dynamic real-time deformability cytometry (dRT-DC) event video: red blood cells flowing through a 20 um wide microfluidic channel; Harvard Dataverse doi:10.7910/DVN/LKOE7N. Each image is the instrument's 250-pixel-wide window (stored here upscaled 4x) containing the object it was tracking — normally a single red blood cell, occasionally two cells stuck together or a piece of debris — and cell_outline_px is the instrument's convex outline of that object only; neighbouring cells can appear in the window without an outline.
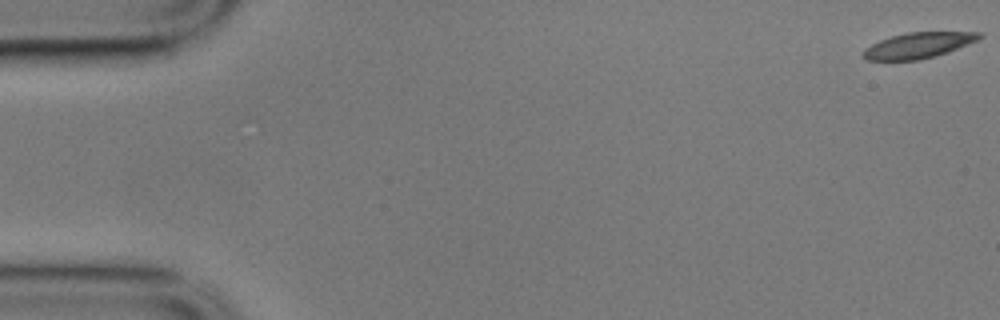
{"species": "common noctule bat (a hibernating species)", "species_latin": "Nyctalus noctula", "temperature_condition": "cold", "stored_images_in_passage": 16, "camera_frame_rate_fps": 3000, "um_per_image_px": 0.085, "animal": {"sex": "male", "body_mass_g": 17.9}, "frame": {"image": 1, "passage_image": 1, "time_ms": 0.0, "image_size_px": [1000, 320], "cell_outline_px": [[984, 36], [968, 44], [948, 52], [936, 56], [920, 60], [864, 60], [860, 56], [860, 52], [864, 48], [880, 40], [892, 36], [908, 32], [980, 32]], "centroid_in_image_um": [78.0, 3.87], "position_along_channel_um": 7.0, "area_um2": 17.51}}
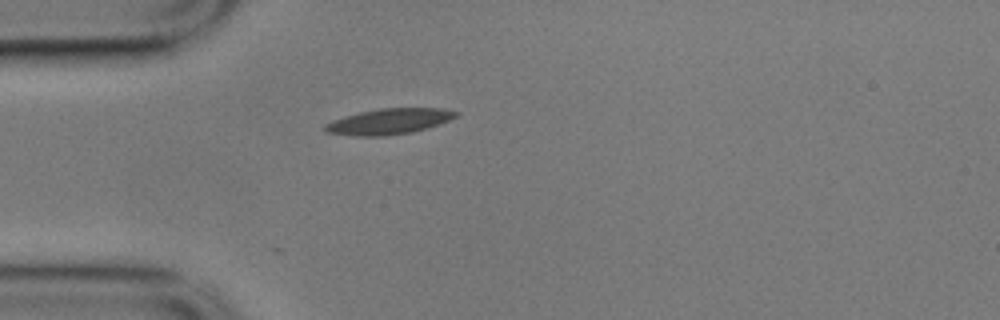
{"frame": {"image": 2, "passage_image": 16, "time_ms": 5.0, "image_size_px": [1000, 320], "cell_outline_px": [[460, 112], [456, 116], [448, 120], [412, 132], [384, 136], [352, 136], [328, 132], [324, 128], [324, 124], [332, 120], [344, 116], [360, 112], [380, 108], [440, 108]], "centroid_in_image_um": [33.02, 10.32], "position_along_channel_um": 52.0, "area_um2": 19.36}}